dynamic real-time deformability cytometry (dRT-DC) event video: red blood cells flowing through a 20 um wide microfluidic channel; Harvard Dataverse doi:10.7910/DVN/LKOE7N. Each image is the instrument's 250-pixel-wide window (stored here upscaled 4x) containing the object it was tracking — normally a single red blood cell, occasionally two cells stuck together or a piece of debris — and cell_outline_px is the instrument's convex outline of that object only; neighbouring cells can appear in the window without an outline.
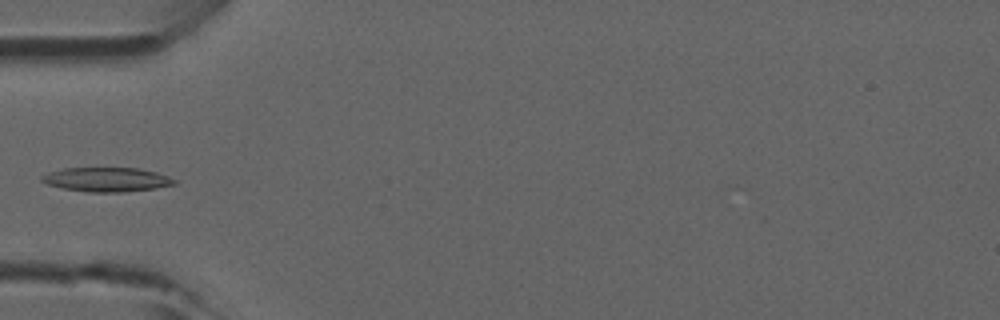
{"species": "common noctule bat (a hibernating species)", "species_latin": "Nyctalus noctula", "temperature_condition": "room temperature", "stored_images_in_passage": 5, "camera_frame_rate_fps": 3000, "um_per_image_px": 0.085, "animal": {"sex": "male", "forearm_length_mm": 52.5}, "frame": {"image": 1, "passage_image": 5, "time_ms": 1.333, "image_size_px": [1000, 320], "cell_outline_px": [[176, 184], [156, 188], [124, 192], [88, 192], [64, 188], [48, 184], [40, 180], [40, 176], [48, 172], [64, 168], [140, 168], [156, 172], [168, 176], [176, 180]], "centroid_in_image_um": [9.08, 15.26], "position_along_channel_um": 75.9, "area_um2": 18.73}}